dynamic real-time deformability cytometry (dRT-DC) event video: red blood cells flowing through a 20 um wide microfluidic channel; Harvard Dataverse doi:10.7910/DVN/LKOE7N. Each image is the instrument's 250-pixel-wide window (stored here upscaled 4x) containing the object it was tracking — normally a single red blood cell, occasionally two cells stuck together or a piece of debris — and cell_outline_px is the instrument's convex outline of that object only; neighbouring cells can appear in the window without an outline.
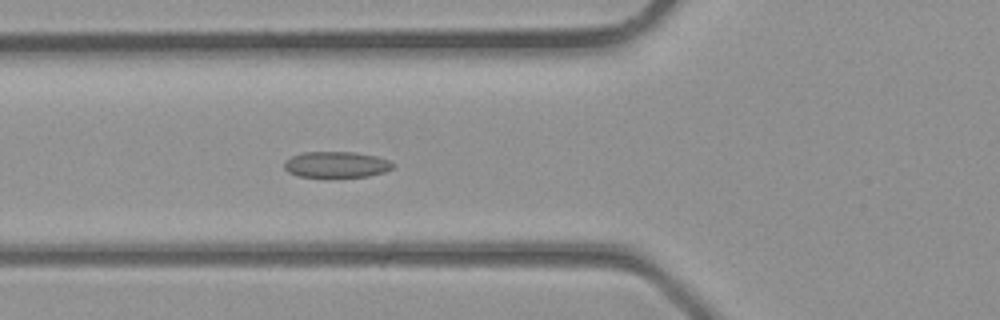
{"species": "common noctule bat (a hibernating species)", "species_latin": "Nyctalus noctula", "temperature_condition": "room temperature", "stored_images_in_passage": 29, "camera_frame_rate_fps": 3000, "um_per_image_px": 0.085, "animal": {"sex": "male", "body_mass_g": 23.1, "forearm_length_mm": 52.7}, "frame": {"image": 1, "passage_image": 6, "time_ms": 1.667, "image_size_px": [1000, 320], "cell_outline_px": [[396, 164], [392, 168], [384, 172], [368, 176], [300, 176], [288, 172], [284, 168], [284, 160], [292, 156], [304, 152], [356, 152], [376, 156], [388, 160]], "centroid_in_image_um": [28.59, 13.97], "position_along_channel_um": 97.2, "area_um2": 16.3}}
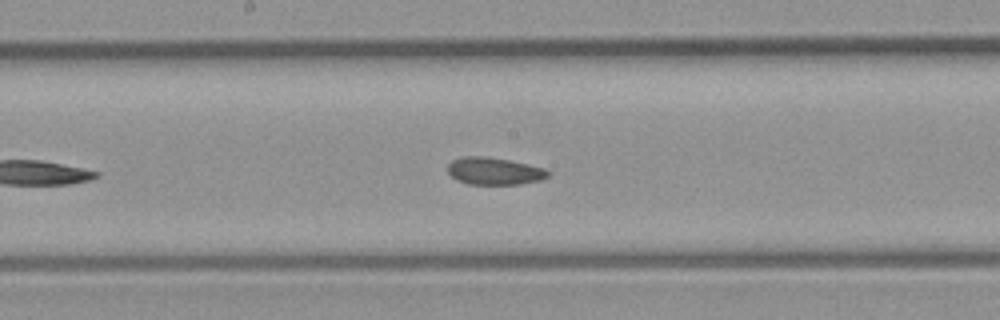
{"frame": {"image": 2, "passage_image": 12, "time_ms": 3.667, "image_size_px": [1000, 320], "cell_outline_px": [[548, 176], [540, 180], [520, 184], [468, 184], [456, 180], [448, 172], [448, 164], [452, 160], [460, 156], [488, 156], [528, 164], [544, 168], [548, 172]], "centroid_in_image_um": [41.97, 14.53], "position_along_channel_um": 206.2, "area_um2": 15.95}}
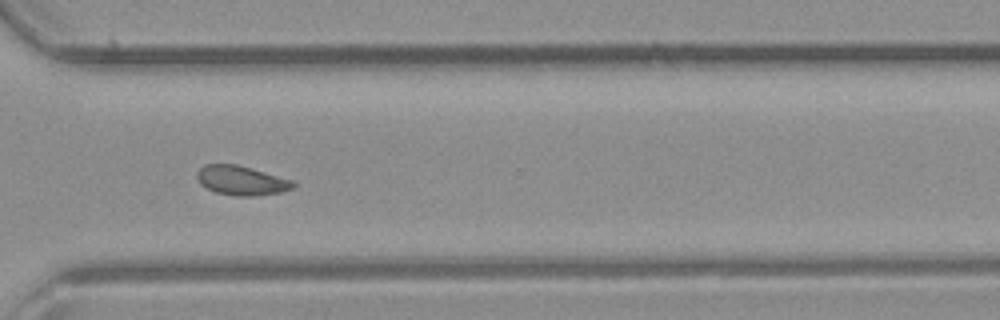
{"frame": {"image": 3, "passage_image": 20, "time_ms": 6.333, "image_size_px": [1000, 320], "cell_outline_px": [[296, 184], [292, 188], [280, 192], [252, 196], [240, 196], [216, 192], [200, 184], [196, 176], [196, 172], [204, 164], [236, 164], [292, 180]], "centroid_in_image_um": [20.48, 15.33], "position_along_channel_um": 350.1, "area_um2": 16.18}}